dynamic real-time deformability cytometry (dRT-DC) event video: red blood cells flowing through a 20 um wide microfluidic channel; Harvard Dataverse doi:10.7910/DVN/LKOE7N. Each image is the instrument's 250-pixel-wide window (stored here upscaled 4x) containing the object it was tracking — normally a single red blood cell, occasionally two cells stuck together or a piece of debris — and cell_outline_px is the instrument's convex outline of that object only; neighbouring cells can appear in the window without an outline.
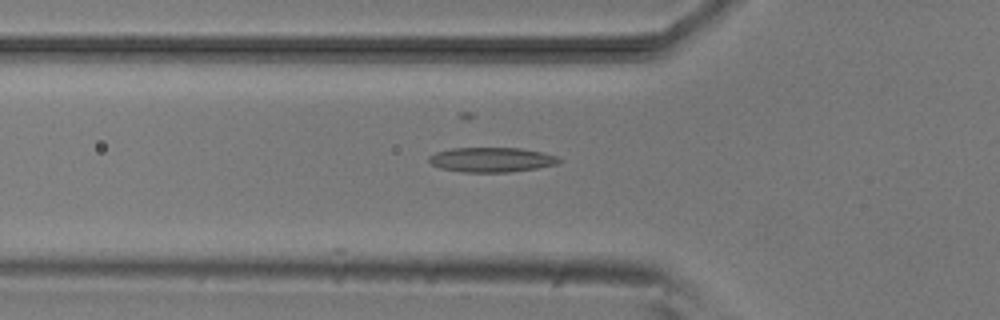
{"species": "common noctule bat (a hibernating species)", "species_latin": "Nyctalus noctula", "temperature_condition": "room temperature", "stored_images_in_passage": 5, "camera_frame_rate_fps": 3000, "um_per_image_px": 0.085, "animal": {"sex": "male", "body_mass_g": 20.5, "forearm_length_mm": 52.5}, "frame": {"image": 1, "passage_image": 4, "time_ms": 3.333, "image_size_px": [1000, 320], "cell_outline_px": [[560, 164], [536, 168], [508, 172], [464, 172], [440, 168], [432, 164], [428, 160], [428, 156], [436, 152], [452, 148], [520, 148], [540, 152], [556, 156], [560, 160]], "centroid_in_image_um": [41.76, 13.57], "position_along_channel_um": 84.0, "area_um2": 18.61}}